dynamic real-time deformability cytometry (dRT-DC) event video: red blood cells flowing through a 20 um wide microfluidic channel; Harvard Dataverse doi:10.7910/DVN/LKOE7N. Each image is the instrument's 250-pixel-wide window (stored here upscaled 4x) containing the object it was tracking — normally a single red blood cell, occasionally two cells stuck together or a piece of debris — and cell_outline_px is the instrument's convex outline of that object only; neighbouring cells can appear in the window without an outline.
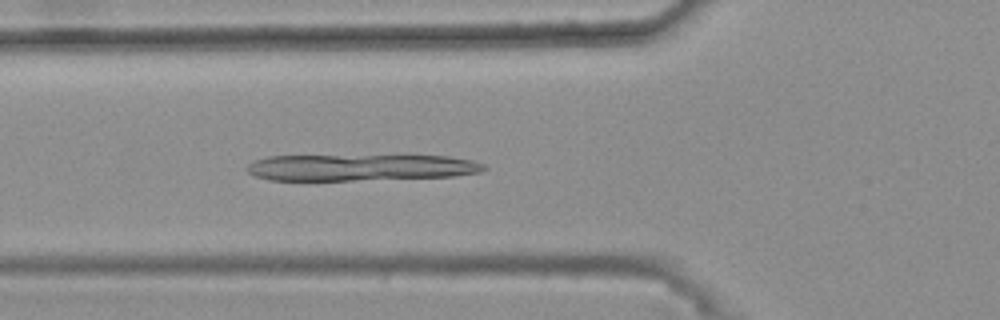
{"species": "common noctule bat (a hibernating species)", "species_latin": "Nyctalus noctula", "temperature_condition": "warm", "stored_images_in_passage": 40, "camera_frame_rate_fps": 3000, "um_per_image_px": 0.085, "animal": {"sex": "female", "body_mass_g": 25.1}, "frame": {"image": 1, "passage_image": 13, "time_ms": 4.0, "image_size_px": [1000, 320], "cell_outline_px": [[488, 168], [480, 172], [452, 176], [352, 180], [268, 180], [256, 176], [248, 172], [244, 168], [252, 160], [268, 156], [448, 156], [472, 160], [484, 164]], "centroid_in_image_um": [30.59, 14.23], "position_along_channel_um": 95.2, "area_um2": 36.41}}
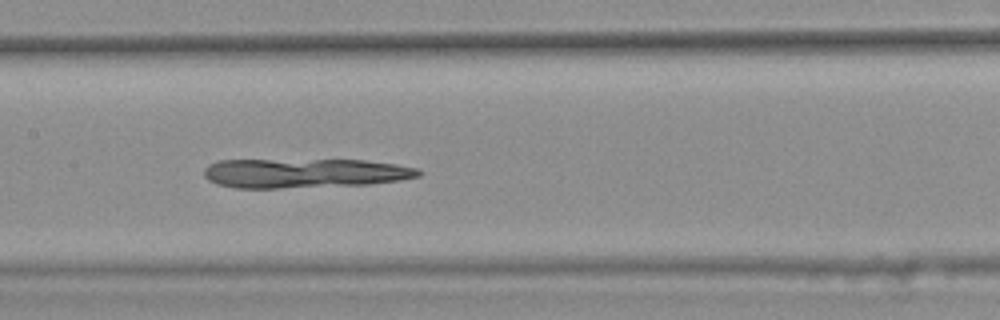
{"frame": {"image": 2, "passage_image": 20, "time_ms": 6.333, "image_size_px": [1000, 320], "cell_outline_px": [[424, 172], [420, 176], [400, 180], [368, 184], [280, 188], [236, 188], [216, 184], [208, 180], [204, 176], [204, 168], [208, 164], [220, 160], [364, 160], [396, 164], [416, 168]], "centroid_in_image_um": [25.86, 14.72], "position_along_channel_um": 181.5, "area_um2": 36.82}}
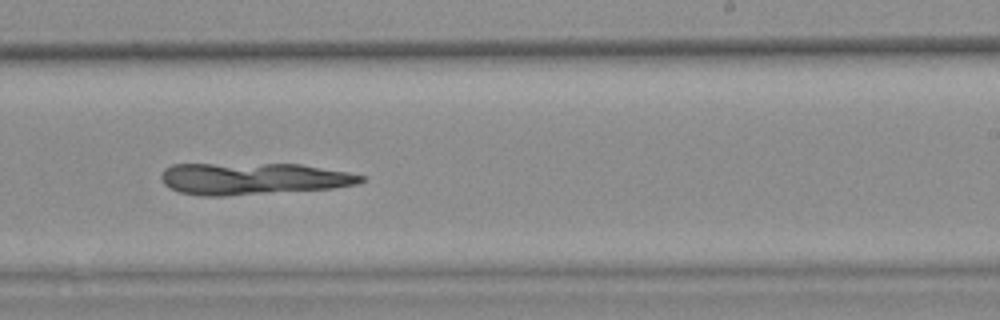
{"frame": {"image": 3, "passage_image": 27, "time_ms": 8.667, "image_size_px": [1000, 320], "cell_outline_px": [[364, 180], [356, 184], [332, 188], [224, 196], [200, 196], [180, 192], [164, 184], [160, 176], [164, 168], [172, 164], [300, 164], [348, 172], [364, 176]], "centroid_in_image_um": [21.47, 15.18], "position_along_channel_um": 267.5, "area_um2": 36.93}}